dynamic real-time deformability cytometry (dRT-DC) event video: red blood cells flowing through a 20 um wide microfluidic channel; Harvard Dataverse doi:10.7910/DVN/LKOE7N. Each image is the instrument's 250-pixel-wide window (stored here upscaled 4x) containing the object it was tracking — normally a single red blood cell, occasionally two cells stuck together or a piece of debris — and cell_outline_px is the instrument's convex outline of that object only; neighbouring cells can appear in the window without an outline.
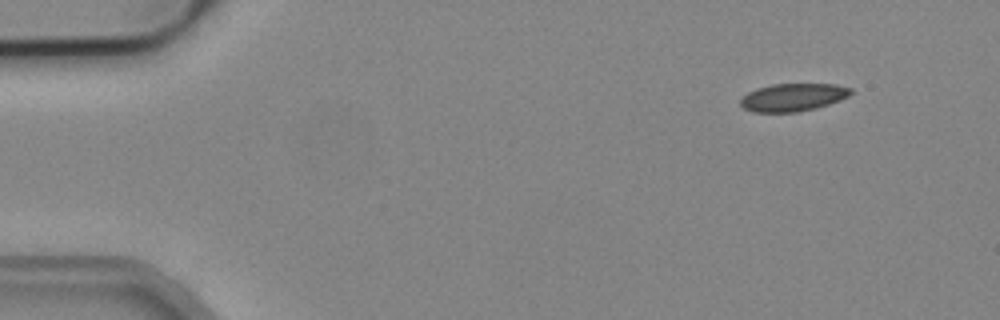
{"species": "common noctule bat (a hibernating species)", "species_latin": "Nyctalus noctula", "temperature_condition": "cold", "stored_images_in_passage": 4, "camera_frame_rate_fps": 3000, "um_per_image_px": 0.085, "animal": {"sex": "male", "body_mass_g": 19.2, "forearm_length_mm": 51.8}, "frame": {"image": 1, "passage_image": 1, "time_ms": 0.0, "image_size_px": [1000, 320], "cell_outline_px": [[852, 92], [848, 96], [840, 100], [816, 108], [796, 112], [752, 112], [744, 108], [740, 104], [740, 100], [748, 92], [756, 88], [772, 84], [836, 84], [852, 88]], "centroid_in_image_um": [67.4, 8.27], "position_along_channel_um": 17.6, "area_um2": 17.86}}